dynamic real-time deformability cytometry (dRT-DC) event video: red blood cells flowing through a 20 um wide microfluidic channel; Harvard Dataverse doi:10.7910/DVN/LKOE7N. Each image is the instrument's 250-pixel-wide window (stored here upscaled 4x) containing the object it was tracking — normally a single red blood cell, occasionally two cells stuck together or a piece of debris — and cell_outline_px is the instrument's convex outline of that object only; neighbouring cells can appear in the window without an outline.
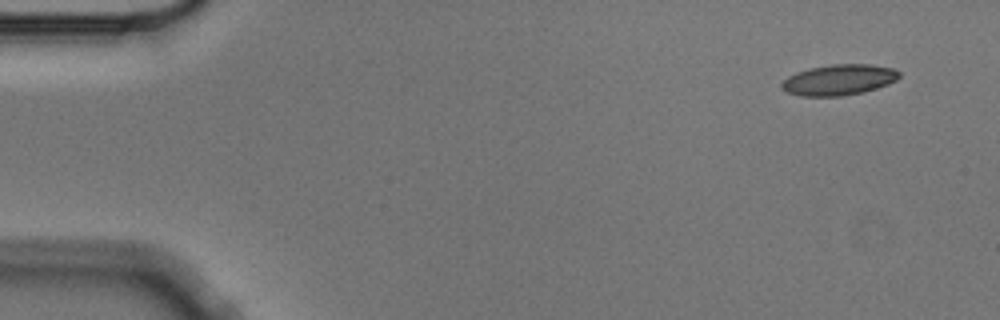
{"species": "Egyptian fruit bat (a non-hibernating species)", "species_latin": "Rousettus aegyptiacus", "temperature_condition": "cold", "stored_images_in_passage": 4, "camera_frame_rate_fps": 3000, "um_per_image_px": 0.085, "animal": {"sex": "male"}, "frame": {"image": 1, "passage_image": 1, "time_ms": 0.0, "image_size_px": [1000, 320], "cell_outline_px": [[900, 76], [896, 80], [888, 84], [864, 92], [840, 96], [800, 96], [788, 92], [780, 88], [780, 84], [788, 76], [796, 72], [812, 68], [832, 64], [868, 64], [892, 68], [900, 72]], "centroid_in_image_um": [71.3, 6.79], "position_along_channel_um": 13.7, "area_um2": 20.98}}
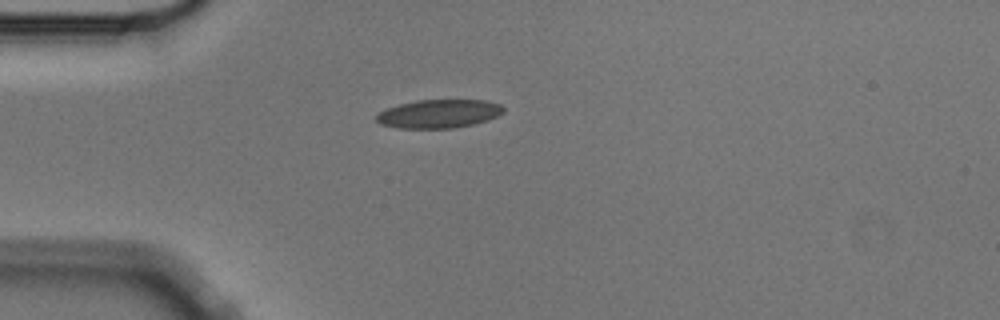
{"frame": {"image": 2, "passage_image": 4, "time_ms": 1.0, "image_size_px": [1000, 320], "cell_outline_px": [[504, 112], [488, 120], [472, 124], [452, 128], [396, 128], [380, 124], [376, 120], [376, 116], [384, 108], [416, 100], [488, 100], [500, 104], [504, 108]], "centroid_in_image_um": [37.29, 9.66], "position_along_channel_um": 47.7, "area_um2": 21.15}}